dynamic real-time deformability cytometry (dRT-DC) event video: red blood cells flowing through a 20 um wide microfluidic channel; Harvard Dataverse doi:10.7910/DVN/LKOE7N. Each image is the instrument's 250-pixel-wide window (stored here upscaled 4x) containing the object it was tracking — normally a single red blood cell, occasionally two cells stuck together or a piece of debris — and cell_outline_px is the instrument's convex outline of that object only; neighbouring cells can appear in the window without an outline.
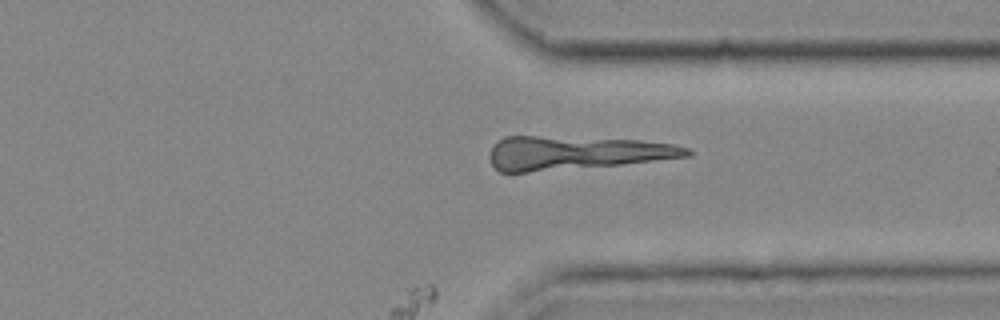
{"species": "common noctule bat (a hibernating species)", "species_latin": "Nyctalus noctula", "temperature_condition": "cold", "stored_images_in_passage": 38, "camera_frame_rate_fps": 3000, "um_per_image_px": 0.085, "animal": {"sex": "female", "body_mass_g": 25.1}, "frame": {"image": 1, "passage_image": 38, "time_ms": 12.333, "image_size_px": [1000, 320], "cell_outline_px": [[692, 156], [620, 164], [528, 172], [500, 172], [492, 164], [492, 148], [496, 140], [504, 136], [536, 136], [640, 140], [676, 144], [688, 148], [692, 152]], "centroid_in_image_um": [48.97, 12.98], "position_along_channel_um": 362.4, "area_um2": 38.21}}